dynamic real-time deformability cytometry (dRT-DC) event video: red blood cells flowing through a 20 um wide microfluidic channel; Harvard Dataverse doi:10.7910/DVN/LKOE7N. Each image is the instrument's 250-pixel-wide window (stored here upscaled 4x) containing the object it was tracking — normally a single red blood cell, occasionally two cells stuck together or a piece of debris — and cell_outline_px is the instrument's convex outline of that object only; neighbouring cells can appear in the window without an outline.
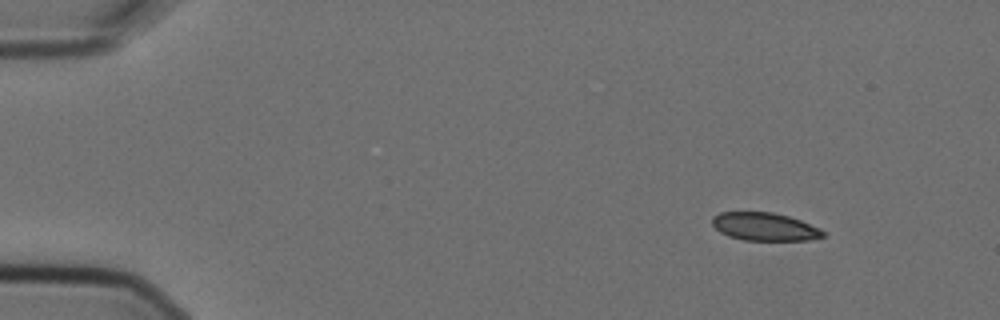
{"species": "Egyptian fruit bat (a non-hibernating species)", "species_latin": "Rousettus aegyptiacus", "temperature_condition": "cold", "stored_images_in_passage": 5, "camera_frame_rate_fps": 3000, "um_per_image_px": 0.085, "animal": {"sex": "female"}, "frame": {"image": 1, "passage_image": 1, "time_ms": 0.0, "image_size_px": [1000, 320], "cell_outline_px": [[824, 236], [808, 240], [744, 240], [728, 236], [720, 232], [712, 224], [712, 216], [720, 212], [772, 212], [788, 216], [800, 220], [820, 228], [824, 232]], "centroid_in_image_um": [64.97, 19.26], "position_along_channel_um": 20.0, "area_um2": 18.03}}
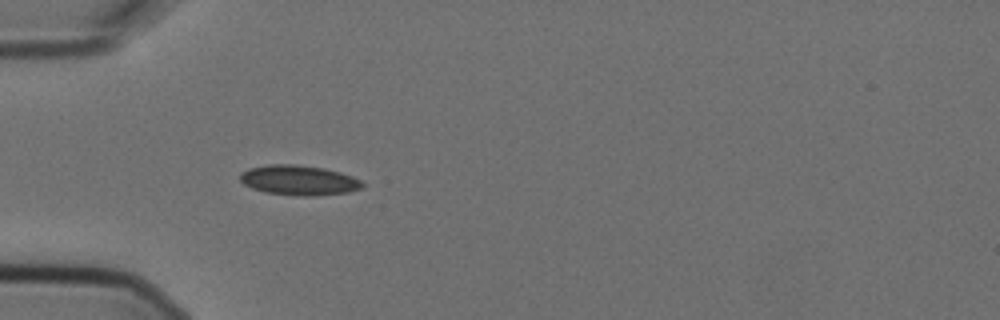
{"frame": {"image": 2, "passage_image": 4, "time_ms": 1.0, "image_size_px": [1000, 320], "cell_outline_px": [[364, 188], [348, 192], [312, 196], [304, 196], [264, 192], [252, 188], [244, 184], [240, 180], [240, 172], [248, 168], [268, 164], [292, 164], [324, 168], [340, 172], [352, 176], [360, 180], [364, 184]], "centroid_in_image_um": [25.4, 15.31], "position_along_channel_um": 59.6, "area_um2": 21.39}}
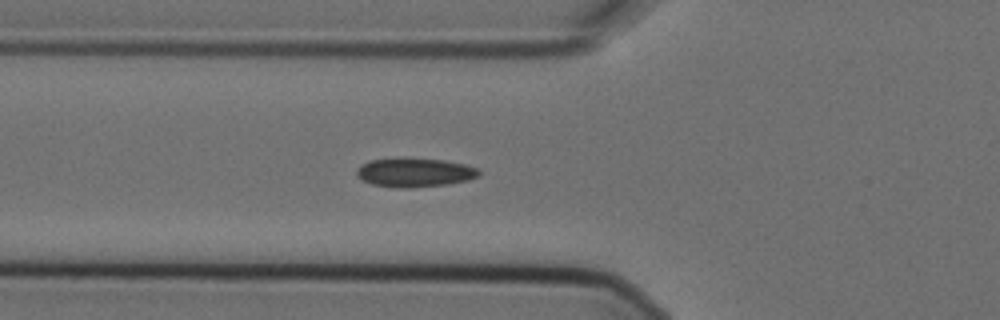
{"frame": {"image": 3, "passage_image": 5, "time_ms": 1.333, "image_size_px": [1000, 320], "cell_outline_px": [[480, 176], [468, 180], [448, 184], [412, 188], [396, 188], [372, 184], [356, 176], [356, 168], [372, 160], [444, 160], [464, 164], [480, 168]], "centroid_in_image_um": [35.31, 14.7], "position_along_channel_um": 90.5, "area_um2": 20.11}}